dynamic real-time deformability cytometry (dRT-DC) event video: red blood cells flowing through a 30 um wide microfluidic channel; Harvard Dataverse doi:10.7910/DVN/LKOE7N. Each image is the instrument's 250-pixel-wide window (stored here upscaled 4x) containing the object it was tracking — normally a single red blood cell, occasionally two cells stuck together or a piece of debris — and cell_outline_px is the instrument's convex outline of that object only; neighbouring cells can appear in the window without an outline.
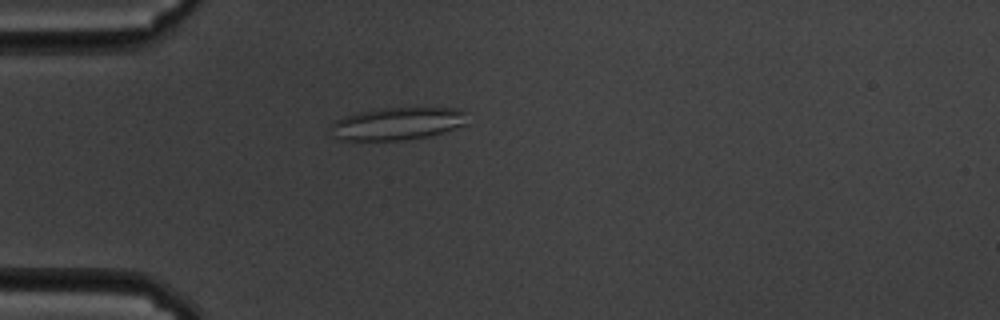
{"species": "common noctule bat (a hibernating species)", "species_latin": "Nyctalus noctula", "temperature_condition": "cold", "stored_images_in_passage": 41, "camera_frame_rate_fps": 3000, "um_per_image_px": 0.085, "animal": {"sex": "male", "body_mass_g": 19.5, "forearm_length_mm": 54.6}, "frame": {"image": 1, "passage_image": 11, "time_ms": 3.333, "image_size_px": [1000, 320], "cell_outline_px": [[468, 124], [444, 132], [428, 136], [404, 140], [340, 140], [328, 128], [336, 120], [344, 116], [360, 112], [384, 108], [460, 108], [464, 112]], "centroid_in_image_um": [33.8, 10.51], "position_along_channel_um": 51.2, "area_um2": 25.84}}
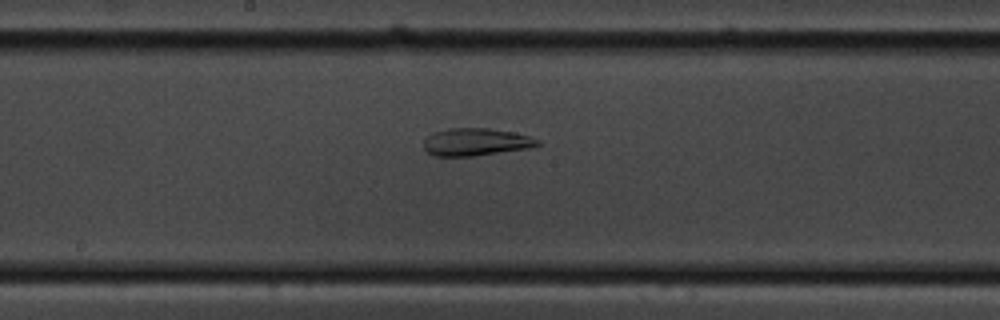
{"frame": {"image": 2, "passage_image": 26, "time_ms": 8.333, "image_size_px": [1000, 320], "cell_outline_px": [[540, 144], [532, 148], [472, 156], [432, 156], [424, 148], [424, 140], [432, 132], [448, 128], [488, 128], [516, 132], [540, 140]], "centroid_in_image_um": [40.46, 12.06], "position_along_channel_um": 207.7, "area_um2": 18.44}}
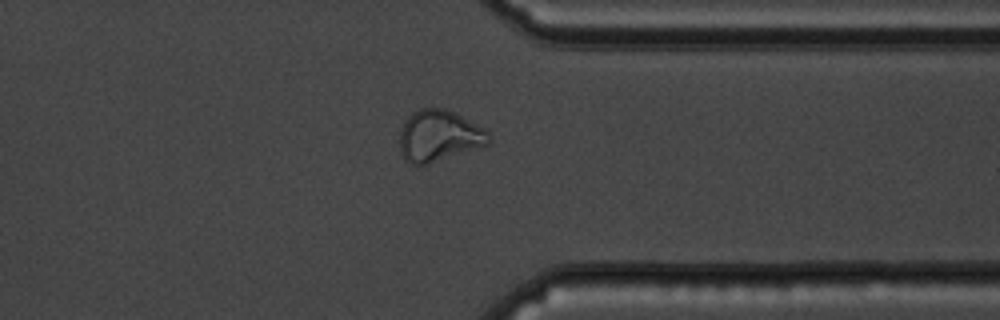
{"frame": {"image": 3, "passage_image": 41, "time_ms": 13.333, "image_size_px": [1000, 320], "cell_outline_px": [[492, 140], [488, 144], [428, 164], [412, 164], [404, 160], [400, 152], [400, 128], [404, 120], [412, 112], [420, 108], [444, 108], [456, 112], [484, 128], [492, 136]], "centroid_in_image_um": [37.3, 11.53], "position_along_channel_um": 374.1, "area_um2": 26.88}, "authors_computed_cell_mechanics": {"area_um2": 20.23, "velocity_mm_per_s": 3.3698, "shape_relaxation_time_tau1_ms": null, "shape_relaxation_time_tau2_ms": 1.7306, "deformation_change_tau1": null, "deformation_change_tau2": 0.0929}}